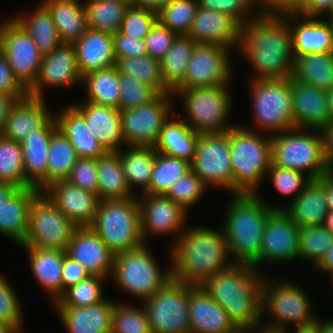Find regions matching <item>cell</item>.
I'll use <instances>...</instances> for the list:
<instances>
[{
	"mask_svg": "<svg viewBox=\"0 0 333 333\" xmlns=\"http://www.w3.org/2000/svg\"><path fill=\"white\" fill-rule=\"evenodd\" d=\"M239 54L257 79H285L292 75L294 55L289 21L283 15L259 14L241 27Z\"/></svg>",
	"mask_w": 333,
	"mask_h": 333,
	"instance_id": "1",
	"label": "cell"
},
{
	"mask_svg": "<svg viewBox=\"0 0 333 333\" xmlns=\"http://www.w3.org/2000/svg\"><path fill=\"white\" fill-rule=\"evenodd\" d=\"M170 249L171 277L187 284L201 285L234 264L222 229L187 226Z\"/></svg>",
	"mask_w": 333,
	"mask_h": 333,
	"instance_id": "2",
	"label": "cell"
},
{
	"mask_svg": "<svg viewBox=\"0 0 333 333\" xmlns=\"http://www.w3.org/2000/svg\"><path fill=\"white\" fill-rule=\"evenodd\" d=\"M263 276L251 264L234 263L200 286L228 313L234 325L247 328L262 321Z\"/></svg>",
	"mask_w": 333,
	"mask_h": 333,
	"instance_id": "3",
	"label": "cell"
},
{
	"mask_svg": "<svg viewBox=\"0 0 333 333\" xmlns=\"http://www.w3.org/2000/svg\"><path fill=\"white\" fill-rule=\"evenodd\" d=\"M257 194H231L222 230L234 263L253 265L261 252L267 218L283 206L266 204Z\"/></svg>",
	"mask_w": 333,
	"mask_h": 333,
	"instance_id": "4",
	"label": "cell"
},
{
	"mask_svg": "<svg viewBox=\"0 0 333 333\" xmlns=\"http://www.w3.org/2000/svg\"><path fill=\"white\" fill-rule=\"evenodd\" d=\"M228 135L234 194H257L272 165L271 135L243 125L232 126Z\"/></svg>",
	"mask_w": 333,
	"mask_h": 333,
	"instance_id": "5",
	"label": "cell"
},
{
	"mask_svg": "<svg viewBox=\"0 0 333 333\" xmlns=\"http://www.w3.org/2000/svg\"><path fill=\"white\" fill-rule=\"evenodd\" d=\"M271 146L272 164L278 167L301 172L311 180L329 173L318 129L292 128L279 132L271 135Z\"/></svg>",
	"mask_w": 333,
	"mask_h": 333,
	"instance_id": "6",
	"label": "cell"
},
{
	"mask_svg": "<svg viewBox=\"0 0 333 333\" xmlns=\"http://www.w3.org/2000/svg\"><path fill=\"white\" fill-rule=\"evenodd\" d=\"M114 254L145 244L137 196L129 199L101 200L90 226Z\"/></svg>",
	"mask_w": 333,
	"mask_h": 333,
	"instance_id": "7",
	"label": "cell"
},
{
	"mask_svg": "<svg viewBox=\"0 0 333 333\" xmlns=\"http://www.w3.org/2000/svg\"><path fill=\"white\" fill-rule=\"evenodd\" d=\"M253 128L269 135L295 128L291 105V77L250 80Z\"/></svg>",
	"mask_w": 333,
	"mask_h": 333,
	"instance_id": "8",
	"label": "cell"
},
{
	"mask_svg": "<svg viewBox=\"0 0 333 333\" xmlns=\"http://www.w3.org/2000/svg\"><path fill=\"white\" fill-rule=\"evenodd\" d=\"M148 244L114 255L111 278L130 296L141 300L151 297L171 279L170 266L161 270ZM159 264V265H158Z\"/></svg>",
	"mask_w": 333,
	"mask_h": 333,
	"instance_id": "9",
	"label": "cell"
},
{
	"mask_svg": "<svg viewBox=\"0 0 333 333\" xmlns=\"http://www.w3.org/2000/svg\"><path fill=\"white\" fill-rule=\"evenodd\" d=\"M228 85L175 89L172 94L183 101L186 117L182 120L196 133H221L228 125L232 96Z\"/></svg>",
	"mask_w": 333,
	"mask_h": 333,
	"instance_id": "10",
	"label": "cell"
},
{
	"mask_svg": "<svg viewBox=\"0 0 333 333\" xmlns=\"http://www.w3.org/2000/svg\"><path fill=\"white\" fill-rule=\"evenodd\" d=\"M265 276L267 274L263 276L262 283V322L289 330L316 320L318 314L312 309L313 299H310L300 285L293 281H284L283 278L275 281L272 277L269 278V275ZM267 313L271 316L270 319L272 318L267 319L268 322L263 319L265 314L267 317Z\"/></svg>",
	"mask_w": 333,
	"mask_h": 333,
	"instance_id": "11",
	"label": "cell"
},
{
	"mask_svg": "<svg viewBox=\"0 0 333 333\" xmlns=\"http://www.w3.org/2000/svg\"><path fill=\"white\" fill-rule=\"evenodd\" d=\"M192 284L172 278L142 301L152 333H192L189 320V290Z\"/></svg>",
	"mask_w": 333,
	"mask_h": 333,
	"instance_id": "12",
	"label": "cell"
},
{
	"mask_svg": "<svg viewBox=\"0 0 333 333\" xmlns=\"http://www.w3.org/2000/svg\"><path fill=\"white\" fill-rule=\"evenodd\" d=\"M77 228L41 192L31 204L28 230L19 246L66 251Z\"/></svg>",
	"mask_w": 333,
	"mask_h": 333,
	"instance_id": "13",
	"label": "cell"
},
{
	"mask_svg": "<svg viewBox=\"0 0 333 333\" xmlns=\"http://www.w3.org/2000/svg\"><path fill=\"white\" fill-rule=\"evenodd\" d=\"M191 171L208 187L222 188L234 194V174L229 150L228 130L202 133L196 144Z\"/></svg>",
	"mask_w": 333,
	"mask_h": 333,
	"instance_id": "14",
	"label": "cell"
},
{
	"mask_svg": "<svg viewBox=\"0 0 333 333\" xmlns=\"http://www.w3.org/2000/svg\"><path fill=\"white\" fill-rule=\"evenodd\" d=\"M174 95L161 93L148 104L120 110L125 146H153L162 127L175 113Z\"/></svg>",
	"mask_w": 333,
	"mask_h": 333,
	"instance_id": "15",
	"label": "cell"
},
{
	"mask_svg": "<svg viewBox=\"0 0 333 333\" xmlns=\"http://www.w3.org/2000/svg\"><path fill=\"white\" fill-rule=\"evenodd\" d=\"M0 49L15 77L28 90L39 75L44 55L12 16L0 22Z\"/></svg>",
	"mask_w": 333,
	"mask_h": 333,
	"instance_id": "16",
	"label": "cell"
},
{
	"mask_svg": "<svg viewBox=\"0 0 333 333\" xmlns=\"http://www.w3.org/2000/svg\"><path fill=\"white\" fill-rule=\"evenodd\" d=\"M232 51L220 45L196 44L184 81L176 89L230 85L234 65Z\"/></svg>",
	"mask_w": 333,
	"mask_h": 333,
	"instance_id": "17",
	"label": "cell"
},
{
	"mask_svg": "<svg viewBox=\"0 0 333 333\" xmlns=\"http://www.w3.org/2000/svg\"><path fill=\"white\" fill-rule=\"evenodd\" d=\"M140 196H137V201L144 242L148 243L151 235L175 234L174 244L188 225L186 220L189 213L165 194L143 193Z\"/></svg>",
	"mask_w": 333,
	"mask_h": 333,
	"instance_id": "18",
	"label": "cell"
},
{
	"mask_svg": "<svg viewBox=\"0 0 333 333\" xmlns=\"http://www.w3.org/2000/svg\"><path fill=\"white\" fill-rule=\"evenodd\" d=\"M299 231L300 227L283 210H274L266 220L261 252L252 266L259 270L260 264L275 266L299 259Z\"/></svg>",
	"mask_w": 333,
	"mask_h": 333,
	"instance_id": "19",
	"label": "cell"
},
{
	"mask_svg": "<svg viewBox=\"0 0 333 333\" xmlns=\"http://www.w3.org/2000/svg\"><path fill=\"white\" fill-rule=\"evenodd\" d=\"M82 83L73 44L62 43L43 56L39 75L28 89V95L45 98V89L73 87Z\"/></svg>",
	"mask_w": 333,
	"mask_h": 333,
	"instance_id": "20",
	"label": "cell"
},
{
	"mask_svg": "<svg viewBox=\"0 0 333 333\" xmlns=\"http://www.w3.org/2000/svg\"><path fill=\"white\" fill-rule=\"evenodd\" d=\"M41 192L77 227H90L94 223L100 202L97 194L66 180L51 183Z\"/></svg>",
	"mask_w": 333,
	"mask_h": 333,
	"instance_id": "21",
	"label": "cell"
},
{
	"mask_svg": "<svg viewBox=\"0 0 333 333\" xmlns=\"http://www.w3.org/2000/svg\"><path fill=\"white\" fill-rule=\"evenodd\" d=\"M66 254L84 266L90 275L112 280L114 254L91 227L76 229Z\"/></svg>",
	"mask_w": 333,
	"mask_h": 333,
	"instance_id": "22",
	"label": "cell"
},
{
	"mask_svg": "<svg viewBox=\"0 0 333 333\" xmlns=\"http://www.w3.org/2000/svg\"><path fill=\"white\" fill-rule=\"evenodd\" d=\"M328 91L291 78V105L295 128L321 130L330 123Z\"/></svg>",
	"mask_w": 333,
	"mask_h": 333,
	"instance_id": "23",
	"label": "cell"
},
{
	"mask_svg": "<svg viewBox=\"0 0 333 333\" xmlns=\"http://www.w3.org/2000/svg\"><path fill=\"white\" fill-rule=\"evenodd\" d=\"M241 27L229 15L199 6L187 35L196 44L220 45L238 50Z\"/></svg>",
	"mask_w": 333,
	"mask_h": 333,
	"instance_id": "24",
	"label": "cell"
},
{
	"mask_svg": "<svg viewBox=\"0 0 333 333\" xmlns=\"http://www.w3.org/2000/svg\"><path fill=\"white\" fill-rule=\"evenodd\" d=\"M289 21L293 55L333 53V36L328 22L296 13L283 15Z\"/></svg>",
	"mask_w": 333,
	"mask_h": 333,
	"instance_id": "25",
	"label": "cell"
},
{
	"mask_svg": "<svg viewBox=\"0 0 333 333\" xmlns=\"http://www.w3.org/2000/svg\"><path fill=\"white\" fill-rule=\"evenodd\" d=\"M80 103L72 105L84 116L88 130L107 151H118L125 147L119 109L89 101Z\"/></svg>",
	"mask_w": 333,
	"mask_h": 333,
	"instance_id": "26",
	"label": "cell"
},
{
	"mask_svg": "<svg viewBox=\"0 0 333 333\" xmlns=\"http://www.w3.org/2000/svg\"><path fill=\"white\" fill-rule=\"evenodd\" d=\"M57 130L53 117L41 130L32 131L21 142L25 179L39 191L47 186L48 150Z\"/></svg>",
	"mask_w": 333,
	"mask_h": 333,
	"instance_id": "27",
	"label": "cell"
},
{
	"mask_svg": "<svg viewBox=\"0 0 333 333\" xmlns=\"http://www.w3.org/2000/svg\"><path fill=\"white\" fill-rule=\"evenodd\" d=\"M45 101L30 95L19 99L10 111L2 135L20 143L32 131L41 130L54 117Z\"/></svg>",
	"mask_w": 333,
	"mask_h": 333,
	"instance_id": "28",
	"label": "cell"
},
{
	"mask_svg": "<svg viewBox=\"0 0 333 333\" xmlns=\"http://www.w3.org/2000/svg\"><path fill=\"white\" fill-rule=\"evenodd\" d=\"M75 56L81 76L117 64L113 34L88 28L75 43Z\"/></svg>",
	"mask_w": 333,
	"mask_h": 333,
	"instance_id": "29",
	"label": "cell"
},
{
	"mask_svg": "<svg viewBox=\"0 0 333 333\" xmlns=\"http://www.w3.org/2000/svg\"><path fill=\"white\" fill-rule=\"evenodd\" d=\"M116 301L104 299L86 307H54L67 333H111Z\"/></svg>",
	"mask_w": 333,
	"mask_h": 333,
	"instance_id": "30",
	"label": "cell"
},
{
	"mask_svg": "<svg viewBox=\"0 0 333 333\" xmlns=\"http://www.w3.org/2000/svg\"><path fill=\"white\" fill-rule=\"evenodd\" d=\"M189 320L192 333H221L234 326L228 313L200 285L189 290Z\"/></svg>",
	"mask_w": 333,
	"mask_h": 333,
	"instance_id": "31",
	"label": "cell"
},
{
	"mask_svg": "<svg viewBox=\"0 0 333 333\" xmlns=\"http://www.w3.org/2000/svg\"><path fill=\"white\" fill-rule=\"evenodd\" d=\"M282 210L300 228L304 226H322L329 212L324 189V175L312 179L303 191Z\"/></svg>",
	"mask_w": 333,
	"mask_h": 333,
	"instance_id": "32",
	"label": "cell"
},
{
	"mask_svg": "<svg viewBox=\"0 0 333 333\" xmlns=\"http://www.w3.org/2000/svg\"><path fill=\"white\" fill-rule=\"evenodd\" d=\"M41 193L36 187L18 188L0 206V234L21 245L28 230L29 210Z\"/></svg>",
	"mask_w": 333,
	"mask_h": 333,
	"instance_id": "33",
	"label": "cell"
},
{
	"mask_svg": "<svg viewBox=\"0 0 333 333\" xmlns=\"http://www.w3.org/2000/svg\"><path fill=\"white\" fill-rule=\"evenodd\" d=\"M57 129L69 140L78 157L97 159L108 151L88 130L84 116L71 104L54 114Z\"/></svg>",
	"mask_w": 333,
	"mask_h": 333,
	"instance_id": "34",
	"label": "cell"
},
{
	"mask_svg": "<svg viewBox=\"0 0 333 333\" xmlns=\"http://www.w3.org/2000/svg\"><path fill=\"white\" fill-rule=\"evenodd\" d=\"M26 250L33 278L55 303L62 295L63 251L21 247Z\"/></svg>",
	"mask_w": 333,
	"mask_h": 333,
	"instance_id": "35",
	"label": "cell"
},
{
	"mask_svg": "<svg viewBox=\"0 0 333 333\" xmlns=\"http://www.w3.org/2000/svg\"><path fill=\"white\" fill-rule=\"evenodd\" d=\"M40 3L50 13L62 43L73 44L87 31L82 0H42Z\"/></svg>",
	"mask_w": 333,
	"mask_h": 333,
	"instance_id": "36",
	"label": "cell"
},
{
	"mask_svg": "<svg viewBox=\"0 0 333 333\" xmlns=\"http://www.w3.org/2000/svg\"><path fill=\"white\" fill-rule=\"evenodd\" d=\"M180 118H179V117ZM182 114L174 113L162 127L158 141L154 145L157 153L193 160L199 134L193 131L181 118Z\"/></svg>",
	"mask_w": 333,
	"mask_h": 333,
	"instance_id": "37",
	"label": "cell"
},
{
	"mask_svg": "<svg viewBox=\"0 0 333 333\" xmlns=\"http://www.w3.org/2000/svg\"><path fill=\"white\" fill-rule=\"evenodd\" d=\"M98 191L101 200L136 197L129 188L118 151H108L97 158Z\"/></svg>",
	"mask_w": 333,
	"mask_h": 333,
	"instance_id": "38",
	"label": "cell"
},
{
	"mask_svg": "<svg viewBox=\"0 0 333 333\" xmlns=\"http://www.w3.org/2000/svg\"><path fill=\"white\" fill-rule=\"evenodd\" d=\"M125 148L119 150V158L127 184L132 192L135 191V186H138L141 193H144L150 185L157 151L153 146H125Z\"/></svg>",
	"mask_w": 333,
	"mask_h": 333,
	"instance_id": "39",
	"label": "cell"
},
{
	"mask_svg": "<svg viewBox=\"0 0 333 333\" xmlns=\"http://www.w3.org/2000/svg\"><path fill=\"white\" fill-rule=\"evenodd\" d=\"M291 78L328 91L333 87V53L295 56Z\"/></svg>",
	"mask_w": 333,
	"mask_h": 333,
	"instance_id": "40",
	"label": "cell"
},
{
	"mask_svg": "<svg viewBox=\"0 0 333 333\" xmlns=\"http://www.w3.org/2000/svg\"><path fill=\"white\" fill-rule=\"evenodd\" d=\"M12 17L26 30L43 55L62 44L50 13L41 3L29 15L18 13Z\"/></svg>",
	"mask_w": 333,
	"mask_h": 333,
	"instance_id": "41",
	"label": "cell"
},
{
	"mask_svg": "<svg viewBox=\"0 0 333 333\" xmlns=\"http://www.w3.org/2000/svg\"><path fill=\"white\" fill-rule=\"evenodd\" d=\"M82 83L87 95L85 101L119 109L120 72L117 65L84 75Z\"/></svg>",
	"mask_w": 333,
	"mask_h": 333,
	"instance_id": "42",
	"label": "cell"
},
{
	"mask_svg": "<svg viewBox=\"0 0 333 333\" xmlns=\"http://www.w3.org/2000/svg\"><path fill=\"white\" fill-rule=\"evenodd\" d=\"M196 43L188 35H177L171 48L160 59L164 85L173 92L185 78V73Z\"/></svg>",
	"mask_w": 333,
	"mask_h": 333,
	"instance_id": "43",
	"label": "cell"
},
{
	"mask_svg": "<svg viewBox=\"0 0 333 333\" xmlns=\"http://www.w3.org/2000/svg\"><path fill=\"white\" fill-rule=\"evenodd\" d=\"M88 28L115 34L120 30L129 1L83 0Z\"/></svg>",
	"mask_w": 333,
	"mask_h": 333,
	"instance_id": "44",
	"label": "cell"
},
{
	"mask_svg": "<svg viewBox=\"0 0 333 333\" xmlns=\"http://www.w3.org/2000/svg\"><path fill=\"white\" fill-rule=\"evenodd\" d=\"M120 74L132 77L153 87L159 94L172 93L165 85L161 76L160 60L146 54L143 56H129L117 61Z\"/></svg>",
	"mask_w": 333,
	"mask_h": 333,
	"instance_id": "45",
	"label": "cell"
},
{
	"mask_svg": "<svg viewBox=\"0 0 333 333\" xmlns=\"http://www.w3.org/2000/svg\"><path fill=\"white\" fill-rule=\"evenodd\" d=\"M47 186L66 180L78 159L69 140L57 129L51 136L48 150Z\"/></svg>",
	"mask_w": 333,
	"mask_h": 333,
	"instance_id": "46",
	"label": "cell"
},
{
	"mask_svg": "<svg viewBox=\"0 0 333 333\" xmlns=\"http://www.w3.org/2000/svg\"><path fill=\"white\" fill-rule=\"evenodd\" d=\"M190 170L189 161L157 153L150 185L144 193L165 194L170 186Z\"/></svg>",
	"mask_w": 333,
	"mask_h": 333,
	"instance_id": "47",
	"label": "cell"
},
{
	"mask_svg": "<svg viewBox=\"0 0 333 333\" xmlns=\"http://www.w3.org/2000/svg\"><path fill=\"white\" fill-rule=\"evenodd\" d=\"M0 182L17 188L33 187L25 179L21 144L3 135H0Z\"/></svg>",
	"mask_w": 333,
	"mask_h": 333,
	"instance_id": "48",
	"label": "cell"
},
{
	"mask_svg": "<svg viewBox=\"0 0 333 333\" xmlns=\"http://www.w3.org/2000/svg\"><path fill=\"white\" fill-rule=\"evenodd\" d=\"M107 278L91 275L74 286L67 288L53 303L54 307H86L105 299L103 282Z\"/></svg>",
	"mask_w": 333,
	"mask_h": 333,
	"instance_id": "49",
	"label": "cell"
},
{
	"mask_svg": "<svg viewBox=\"0 0 333 333\" xmlns=\"http://www.w3.org/2000/svg\"><path fill=\"white\" fill-rule=\"evenodd\" d=\"M199 8V0H170L157 11V21L177 35H187Z\"/></svg>",
	"mask_w": 333,
	"mask_h": 333,
	"instance_id": "50",
	"label": "cell"
},
{
	"mask_svg": "<svg viewBox=\"0 0 333 333\" xmlns=\"http://www.w3.org/2000/svg\"><path fill=\"white\" fill-rule=\"evenodd\" d=\"M111 333H152L144 306L129 302H115Z\"/></svg>",
	"mask_w": 333,
	"mask_h": 333,
	"instance_id": "51",
	"label": "cell"
},
{
	"mask_svg": "<svg viewBox=\"0 0 333 333\" xmlns=\"http://www.w3.org/2000/svg\"><path fill=\"white\" fill-rule=\"evenodd\" d=\"M333 243V234L324 226H304L299 231V259L316 266Z\"/></svg>",
	"mask_w": 333,
	"mask_h": 333,
	"instance_id": "52",
	"label": "cell"
},
{
	"mask_svg": "<svg viewBox=\"0 0 333 333\" xmlns=\"http://www.w3.org/2000/svg\"><path fill=\"white\" fill-rule=\"evenodd\" d=\"M208 188L209 187L190 170L170 186L165 195L180 205L185 211L190 212L188 210L200 201Z\"/></svg>",
	"mask_w": 333,
	"mask_h": 333,
	"instance_id": "53",
	"label": "cell"
},
{
	"mask_svg": "<svg viewBox=\"0 0 333 333\" xmlns=\"http://www.w3.org/2000/svg\"><path fill=\"white\" fill-rule=\"evenodd\" d=\"M266 177L270 178L273 188L282 196L291 197L290 202L293 201L303 188L311 180L307 175L291 170L278 167L272 164L267 171Z\"/></svg>",
	"mask_w": 333,
	"mask_h": 333,
	"instance_id": "54",
	"label": "cell"
},
{
	"mask_svg": "<svg viewBox=\"0 0 333 333\" xmlns=\"http://www.w3.org/2000/svg\"><path fill=\"white\" fill-rule=\"evenodd\" d=\"M156 22L157 11L129 5L119 31L136 40L145 39Z\"/></svg>",
	"mask_w": 333,
	"mask_h": 333,
	"instance_id": "55",
	"label": "cell"
},
{
	"mask_svg": "<svg viewBox=\"0 0 333 333\" xmlns=\"http://www.w3.org/2000/svg\"><path fill=\"white\" fill-rule=\"evenodd\" d=\"M199 6L225 13L241 26L259 15L257 0H199Z\"/></svg>",
	"mask_w": 333,
	"mask_h": 333,
	"instance_id": "56",
	"label": "cell"
},
{
	"mask_svg": "<svg viewBox=\"0 0 333 333\" xmlns=\"http://www.w3.org/2000/svg\"><path fill=\"white\" fill-rule=\"evenodd\" d=\"M159 93L151 86L138 82L132 77L120 74L119 110H126L148 104Z\"/></svg>",
	"mask_w": 333,
	"mask_h": 333,
	"instance_id": "57",
	"label": "cell"
},
{
	"mask_svg": "<svg viewBox=\"0 0 333 333\" xmlns=\"http://www.w3.org/2000/svg\"><path fill=\"white\" fill-rule=\"evenodd\" d=\"M23 308L10 282L0 274V320L10 324L20 333L23 330Z\"/></svg>",
	"mask_w": 333,
	"mask_h": 333,
	"instance_id": "58",
	"label": "cell"
},
{
	"mask_svg": "<svg viewBox=\"0 0 333 333\" xmlns=\"http://www.w3.org/2000/svg\"><path fill=\"white\" fill-rule=\"evenodd\" d=\"M66 181L84 190L97 194V159L78 157L77 161L72 166L70 175Z\"/></svg>",
	"mask_w": 333,
	"mask_h": 333,
	"instance_id": "59",
	"label": "cell"
},
{
	"mask_svg": "<svg viewBox=\"0 0 333 333\" xmlns=\"http://www.w3.org/2000/svg\"><path fill=\"white\" fill-rule=\"evenodd\" d=\"M177 34L169 28L161 25L158 21L145 36L147 54L160 60L171 48Z\"/></svg>",
	"mask_w": 333,
	"mask_h": 333,
	"instance_id": "60",
	"label": "cell"
},
{
	"mask_svg": "<svg viewBox=\"0 0 333 333\" xmlns=\"http://www.w3.org/2000/svg\"><path fill=\"white\" fill-rule=\"evenodd\" d=\"M0 93L16 95L22 99L28 95V90L15 77L4 53L0 49Z\"/></svg>",
	"mask_w": 333,
	"mask_h": 333,
	"instance_id": "61",
	"label": "cell"
},
{
	"mask_svg": "<svg viewBox=\"0 0 333 333\" xmlns=\"http://www.w3.org/2000/svg\"><path fill=\"white\" fill-rule=\"evenodd\" d=\"M113 41L117 61L123 57H139L147 54V47L144 39L136 40L117 31L113 34Z\"/></svg>",
	"mask_w": 333,
	"mask_h": 333,
	"instance_id": "62",
	"label": "cell"
},
{
	"mask_svg": "<svg viewBox=\"0 0 333 333\" xmlns=\"http://www.w3.org/2000/svg\"><path fill=\"white\" fill-rule=\"evenodd\" d=\"M91 276L84 266L73 260L63 251L62 294L63 292Z\"/></svg>",
	"mask_w": 333,
	"mask_h": 333,
	"instance_id": "63",
	"label": "cell"
},
{
	"mask_svg": "<svg viewBox=\"0 0 333 333\" xmlns=\"http://www.w3.org/2000/svg\"><path fill=\"white\" fill-rule=\"evenodd\" d=\"M259 14L284 15L296 13L301 15V0H257Z\"/></svg>",
	"mask_w": 333,
	"mask_h": 333,
	"instance_id": "64",
	"label": "cell"
},
{
	"mask_svg": "<svg viewBox=\"0 0 333 333\" xmlns=\"http://www.w3.org/2000/svg\"><path fill=\"white\" fill-rule=\"evenodd\" d=\"M333 14V0H301V15L318 17Z\"/></svg>",
	"mask_w": 333,
	"mask_h": 333,
	"instance_id": "65",
	"label": "cell"
},
{
	"mask_svg": "<svg viewBox=\"0 0 333 333\" xmlns=\"http://www.w3.org/2000/svg\"><path fill=\"white\" fill-rule=\"evenodd\" d=\"M18 100L19 98L16 95L0 93V135H2L11 109Z\"/></svg>",
	"mask_w": 333,
	"mask_h": 333,
	"instance_id": "66",
	"label": "cell"
},
{
	"mask_svg": "<svg viewBox=\"0 0 333 333\" xmlns=\"http://www.w3.org/2000/svg\"><path fill=\"white\" fill-rule=\"evenodd\" d=\"M323 139L325 159L328 167L333 166V122L320 130Z\"/></svg>",
	"mask_w": 333,
	"mask_h": 333,
	"instance_id": "67",
	"label": "cell"
},
{
	"mask_svg": "<svg viewBox=\"0 0 333 333\" xmlns=\"http://www.w3.org/2000/svg\"><path fill=\"white\" fill-rule=\"evenodd\" d=\"M246 333H289L287 329L265 324L260 321L251 327L246 328Z\"/></svg>",
	"mask_w": 333,
	"mask_h": 333,
	"instance_id": "68",
	"label": "cell"
},
{
	"mask_svg": "<svg viewBox=\"0 0 333 333\" xmlns=\"http://www.w3.org/2000/svg\"><path fill=\"white\" fill-rule=\"evenodd\" d=\"M314 268L316 271L318 270V272L320 271L325 274L333 272V243Z\"/></svg>",
	"mask_w": 333,
	"mask_h": 333,
	"instance_id": "69",
	"label": "cell"
},
{
	"mask_svg": "<svg viewBox=\"0 0 333 333\" xmlns=\"http://www.w3.org/2000/svg\"><path fill=\"white\" fill-rule=\"evenodd\" d=\"M169 1L170 0H129V4L134 7H144L158 11Z\"/></svg>",
	"mask_w": 333,
	"mask_h": 333,
	"instance_id": "70",
	"label": "cell"
},
{
	"mask_svg": "<svg viewBox=\"0 0 333 333\" xmlns=\"http://www.w3.org/2000/svg\"><path fill=\"white\" fill-rule=\"evenodd\" d=\"M325 197L329 211H333V177L328 173L324 175Z\"/></svg>",
	"mask_w": 333,
	"mask_h": 333,
	"instance_id": "71",
	"label": "cell"
},
{
	"mask_svg": "<svg viewBox=\"0 0 333 333\" xmlns=\"http://www.w3.org/2000/svg\"><path fill=\"white\" fill-rule=\"evenodd\" d=\"M293 329H289L290 331L288 330V332L289 333H320L318 315L314 322L307 324V325L294 327Z\"/></svg>",
	"mask_w": 333,
	"mask_h": 333,
	"instance_id": "72",
	"label": "cell"
},
{
	"mask_svg": "<svg viewBox=\"0 0 333 333\" xmlns=\"http://www.w3.org/2000/svg\"><path fill=\"white\" fill-rule=\"evenodd\" d=\"M18 188L6 182H0V206L5 202Z\"/></svg>",
	"mask_w": 333,
	"mask_h": 333,
	"instance_id": "73",
	"label": "cell"
},
{
	"mask_svg": "<svg viewBox=\"0 0 333 333\" xmlns=\"http://www.w3.org/2000/svg\"><path fill=\"white\" fill-rule=\"evenodd\" d=\"M320 333H333V320H323L319 318Z\"/></svg>",
	"mask_w": 333,
	"mask_h": 333,
	"instance_id": "74",
	"label": "cell"
},
{
	"mask_svg": "<svg viewBox=\"0 0 333 333\" xmlns=\"http://www.w3.org/2000/svg\"><path fill=\"white\" fill-rule=\"evenodd\" d=\"M0 333H20L10 324L0 320Z\"/></svg>",
	"mask_w": 333,
	"mask_h": 333,
	"instance_id": "75",
	"label": "cell"
},
{
	"mask_svg": "<svg viewBox=\"0 0 333 333\" xmlns=\"http://www.w3.org/2000/svg\"><path fill=\"white\" fill-rule=\"evenodd\" d=\"M327 98H328L330 122H333V87L328 90Z\"/></svg>",
	"mask_w": 333,
	"mask_h": 333,
	"instance_id": "76",
	"label": "cell"
},
{
	"mask_svg": "<svg viewBox=\"0 0 333 333\" xmlns=\"http://www.w3.org/2000/svg\"><path fill=\"white\" fill-rule=\"evenodd\" d=\"M324 226L333 234V211L327 213Z\"/></svg>",
	"mask_w": 333,
	"mask_h": 333,
	"instance_id": "77",
	"label": "cell"
},
{
	"mask_svg": "<svg viewBox=\"0 0 333 333\" xmlns=\"http://www.w3.org/2000/svg\"><path fill=\"white\" fill-rule=\"evenodd\" d=\"M221 333H246V328L240 325H234L232 328Z\"/></svg>",
	"mask_w": 333,
	"mask_h": 333,
	"instance_id": "78",
	"label": "cell"
},
{
	"mask_svg": "<svg viewBox=\"0 0 333 333\" xmlns=\"http://www.w3.org/2000/svg\"><path fill=\"white\" fill-rule=\"evenodd\" d=\"M328 17L330 18H328L326 21L328 22V24H329V26H330V28H331V32H332V36H333V14H331V15H328Z\"/></svg>",
	"mask_w": 333,
	"mask_h": 333,
	"instance_id": "79",
	"label": "cell"
},
{
	"mask_svg": "<svg viewBox=\"0 0 333 333\" xmlns=\"http://www.w3.org/2000/svg\"><path fill=\"white\" fill-rule=\"evenodd\" d=\"M329 275H330L329 277H330V280H331L330 282L332 283L331 285H332V287H333V272H332V273H329Z\"/></svg>",
	"mask_w": 333,
	"mask_h": 333,
	"instance_id": "80",
	"label": "cell"
}]
</instances>
